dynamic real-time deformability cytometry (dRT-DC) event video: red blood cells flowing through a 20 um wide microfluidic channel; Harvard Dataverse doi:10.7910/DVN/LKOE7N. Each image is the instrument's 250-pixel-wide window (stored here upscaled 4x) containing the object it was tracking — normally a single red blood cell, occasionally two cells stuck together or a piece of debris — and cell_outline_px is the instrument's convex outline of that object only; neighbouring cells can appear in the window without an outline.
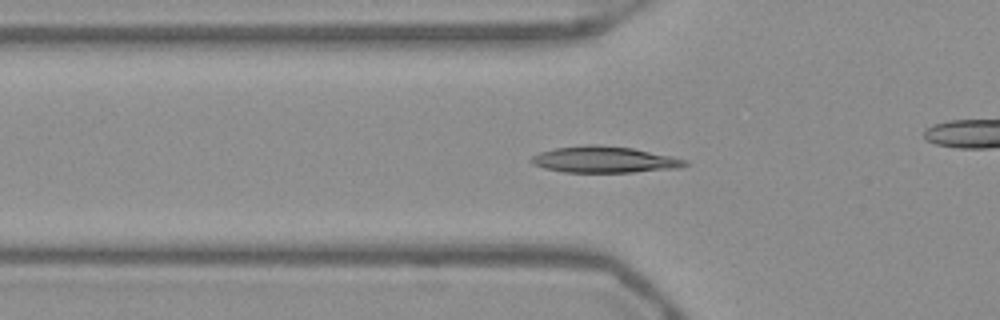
{"species": "Egyptian fruit bat (a non-hibernating species)", "species_latin": "Rousettus aegyptiacus", "temperature_condition": "warm", "stored_images_in_passage": 53, "camera_frame_rate_fps": 3000, "um_per_image_px": 0.085, "frame": {"image": 1, "passage_image": 18, "time_ms": 5.667, "image_size_px": [1000, 320], "cell_outline_px": [[688, 164], [680, 168], [632, 172], [564, 172], [544, 168], [532, 164], [528, 160], [532, 156], [540, 152], [556, 148], [584, 144], [596, 144], [632, 148], [672, 156], [688, 160]], "centroid_in_image_um": [51.36, 13.56], "position_along_channel_um": 74.4, "area_um2": 23.7}}
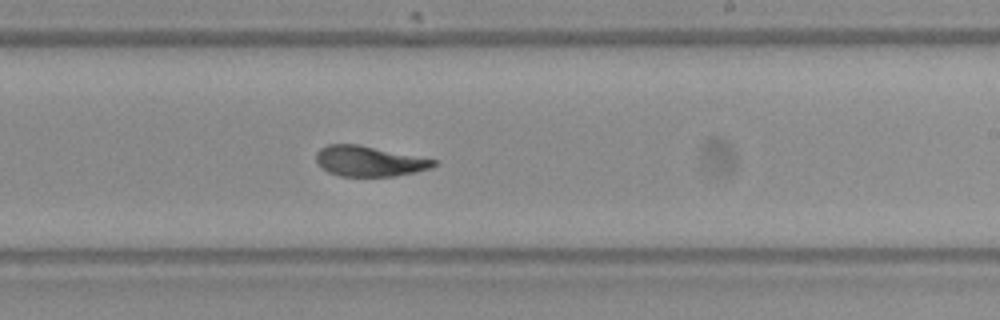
{"frame": {"image": 2, "passage_image": 32, "time_ms": 10.333, "image_size_px": [1000, 320], "cell_outline_px": [[436, 164], [432, 168], [416, 172], [396, 176], [340, 176], [328, 172], [320, 168], [316, 160], [316, 152], [320, 148], [328, 144], [360, 144], [436, 160]], "centroid_in_image_um": [31.35, 13.7], "position_along_channel_um": 257.7, "area_um2": 20.92}}
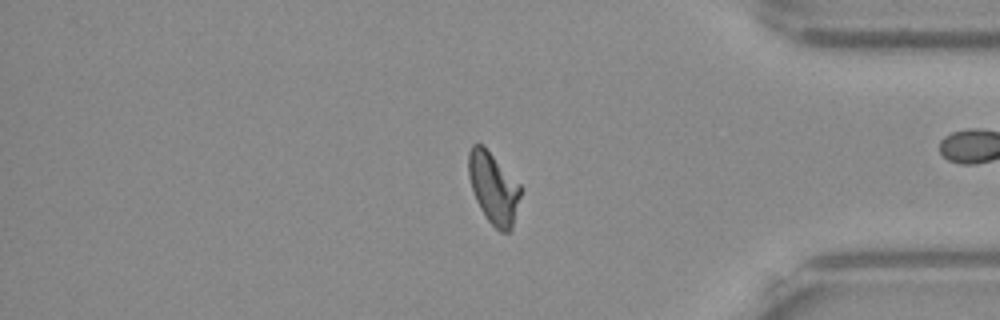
{"frame": {"image": 3, "passage_image": 44, "time_ms": 14.333, "image_size_px": [1000, 320], "cell_outline_px": [[524, 188], [512, 228], [508, 232], [500, 232], [488, 220], [480, 208], [476, 200], [468, 176], [468, 152], [472, 144], [484, 144]], "centroid_in_image_um": [41.97, 15.95], "position_along_channel_um": 393.2, "area_um2": 22.08}, "authors_computed_cell_mechanics": {"area_um2": 21.9062, "velocity_mm_per_s": 3.9138, "shape_relaxation_time_tau1_ms": 4.4768, "shape_relaxation_time_tau2_ms": 1.3123, "deformation_change_tau1": 0.1667, "deformation_change_tau2": 0.0569}}